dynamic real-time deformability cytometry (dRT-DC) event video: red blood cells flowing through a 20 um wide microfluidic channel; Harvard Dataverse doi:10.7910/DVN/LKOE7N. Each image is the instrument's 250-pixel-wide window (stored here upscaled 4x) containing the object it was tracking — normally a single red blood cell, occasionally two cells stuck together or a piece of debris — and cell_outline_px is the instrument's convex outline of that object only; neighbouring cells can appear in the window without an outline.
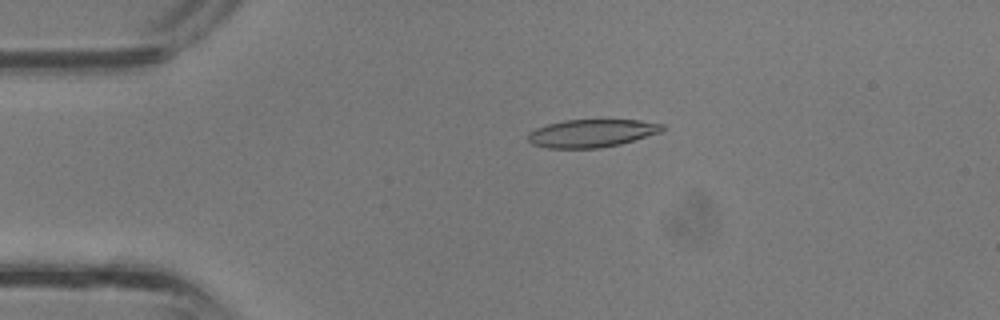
{"species": "common noctule bat (a hibernating species)", "species_latin": "Nyctalus noctula", "temperature_condition": "room temperature", "stored_images_in_passage": 26, "camera_frame_rate_fps": 3000, "um_per_image_px": 0.085, "animal": {"sex": "male", "body_mass_g": 13.3}, "frame": {"image": 1, "passage_image": 1, "time_ms": 0.0, "image_size_px": [1000, 320], "cell_outline_px": [[664, 128], [660, 132], [620, 144], [600, 148], [548, 148], [532, 144], [528, 140], [528, 132], [536, 128], [548, 124], [564, 120], [640, 120], [664, 124]], "centroid_in_image_um": [50.28, 11.32], "position_along_channel_um": 34.7, "area_um2": 21.73}}
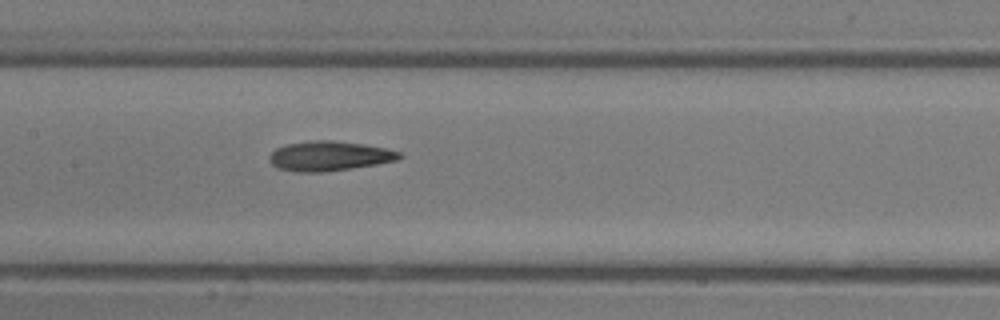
{"frame": {"image": 2, "passage_image": 11, "time_ms": 3.333, "image_size_px": [1000, 320], "cell_outline_px": [[404, 156], [396, 160], [376, 164], [324, 172], [296, 172], [280, 168], [272, 164], [268, 156], [276, 148], [288, 144], [316, 140], [332, 140], [360, 144], [384, 148], [400, 152]], "centroid_in_image_um": [27.98, 13.26], "position_along_channel_um": 179.4, "area_um2": 22.14}}
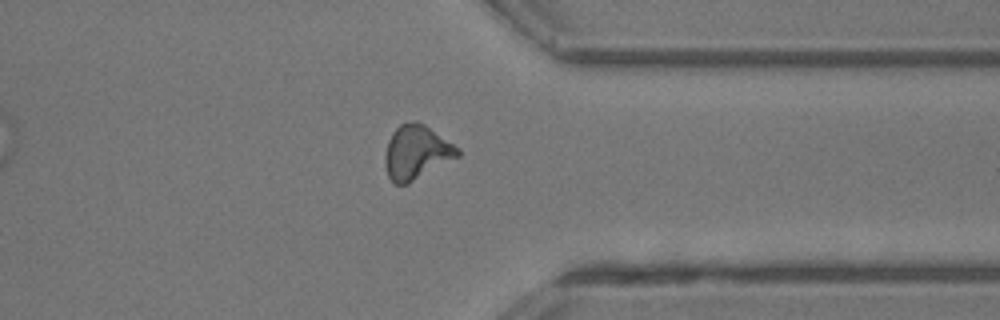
{"frame": {"image": 3, "passage_image": 22, "time_ms": 7.0, "image_size_px": [1000, 320], "cell_outline_px": [[460, 156], [408, 184], [392, 184], [388, 176], [384, 164], [384, 156], [388, 140], [392, 132], [400, 124], [416, 120], [424, 124], [460, 148]], "centroid_in_image_um": [35.39, 12.96], "position_along_channel_um": 376.0, "area_um2": 23.12}}